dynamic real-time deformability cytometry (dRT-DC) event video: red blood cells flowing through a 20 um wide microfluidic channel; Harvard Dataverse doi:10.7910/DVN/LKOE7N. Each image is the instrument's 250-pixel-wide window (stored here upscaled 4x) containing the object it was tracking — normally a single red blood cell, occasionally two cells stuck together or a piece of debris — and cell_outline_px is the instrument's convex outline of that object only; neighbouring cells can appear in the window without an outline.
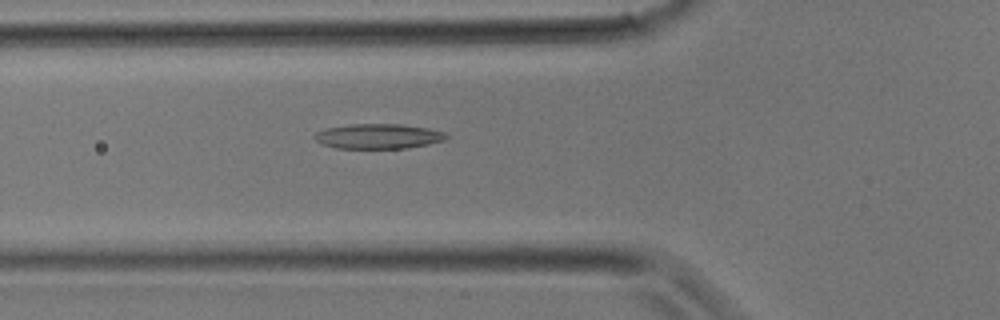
{"species": "common noctule bat (a hibernating species)", "species_latin": "Nyctalus noctula", "temperature_condition": "room temperature", "stored_images_in_passage": 9, "camera_frame_rate_fps": 3000, "um_per_image_px": 0.085, "animal": {"sex": "male", "body_mass_g": 17.9}, "frame": {"image": 1, "passage_image": 5, "time_ms": 1.333, "image_size_px": [1000, 320], "cell_outline_px": [[448, 136], [444, 140], [428, 144], [408, 148], [336, 148], [324, 144], [316, 140], [312, 136], [316, 132], [324, 128], [352, 124], [400, 124], [428, 128], [444, 132]], "centroid_in_image_um": [32.14, 11.58], "position_along_channel_um": 93.7, "area_um2": 19.07}}
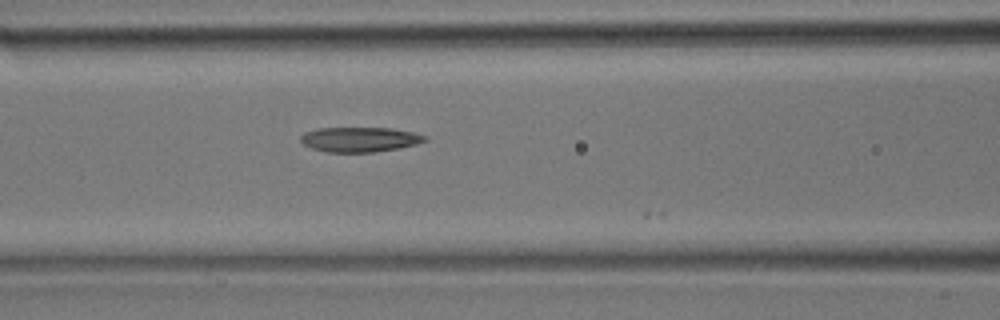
{"frame": {"image": 2, "passage_image": 7, "time_ms": 2.0, "image_size_px": [1000, 320], "cell_outline_px": [[428, 140], [416, 144], [400, 148], [376, 152], [324, 152], [312, 148], [304, 144], [300, 140], [300, 136], [304, 132], [316, 128], [392, 128], [412, 132], [428, 136]], "centroid_in_image_um": [30.58, 11.85], "position_along_channel_um": 136.0, "area_um2": 18.15}}